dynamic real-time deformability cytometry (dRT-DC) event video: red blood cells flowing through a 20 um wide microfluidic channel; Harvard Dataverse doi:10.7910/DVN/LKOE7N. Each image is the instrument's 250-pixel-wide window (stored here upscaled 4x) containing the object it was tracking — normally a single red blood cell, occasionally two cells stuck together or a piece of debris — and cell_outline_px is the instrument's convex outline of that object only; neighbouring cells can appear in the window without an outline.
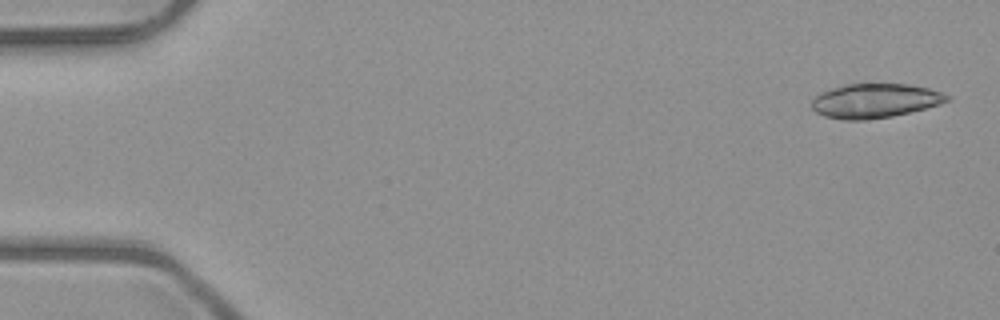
{"species": "common noctule bat (a hibernating species)", "species_latin": "Nyctalus noctula", "temperature_condition": "room temperature", "stored_images_in_passage": 6, "segment_of_instrument_passage": [2, 2], "camera_frame_rate_fps": 3000, "um_per_image_px": 0.085, "animal": {"sex": "male", "body_mass_g": 23.1, "forearm_length_mm": 52.7}, "frame": {"image": 1, "passage_image": 6, "time_ms": 6.0, "image_size_px": [1000, 320], "cell_outline_px": [[952, 96], [948, 100], [940, 104], [892, 116], [864, 120], [844, 120], [824, 116], [816, 112], [812, 108], [812, 100], [820, 92], [844, 84], [908, 84], [928, 88]], "centroid_in_image_um": [74.34, 8.56], "position_along_channel_um": 10.7, "area_um2": 26.88}}